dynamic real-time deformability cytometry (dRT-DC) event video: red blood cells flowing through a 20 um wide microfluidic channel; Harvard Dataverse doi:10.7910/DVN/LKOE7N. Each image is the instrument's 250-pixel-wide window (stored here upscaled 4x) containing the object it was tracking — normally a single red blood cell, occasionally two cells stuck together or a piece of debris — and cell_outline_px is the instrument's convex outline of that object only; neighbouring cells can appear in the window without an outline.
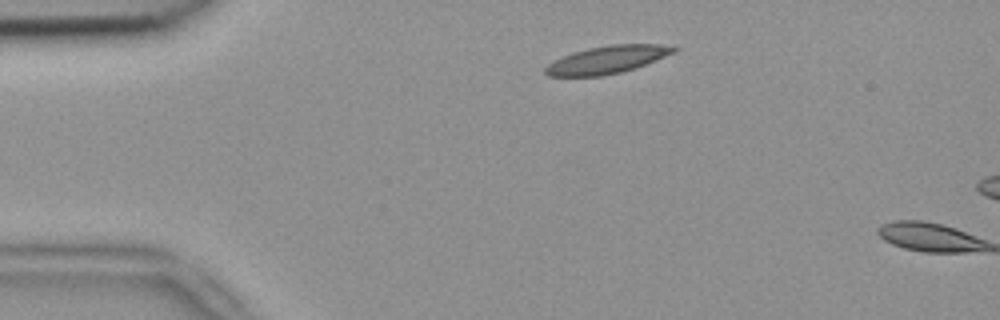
{"species": "common noctule bat (a hibernating species)", "species_latin": "Nyctalus noctula", "temperature_condition": "room temperature", "stored_images_in_passage": 2, "camera_frame_rate_fps": 3000, "um_per_image_px": 0.085, "animal": {"sex": "female", "body_mass_g": 18.4}, "frame": {"image": 1, "passage_image": 1, "time_ms": 0.0, "image_size_px": [1000, 320], "cell_outline_px": [[680, 48], [676, 52], [644, 64], [620, 72], [600, 76], [548, 76], [544, 72], [544, 68], [552, 60], [572, 52], [588, 48], [612, 44], [660, 44]], "centroid_in_image_um": [51.56, 5.06], "position_along_channel_um": 33.4, "area_um2": 20.58}}